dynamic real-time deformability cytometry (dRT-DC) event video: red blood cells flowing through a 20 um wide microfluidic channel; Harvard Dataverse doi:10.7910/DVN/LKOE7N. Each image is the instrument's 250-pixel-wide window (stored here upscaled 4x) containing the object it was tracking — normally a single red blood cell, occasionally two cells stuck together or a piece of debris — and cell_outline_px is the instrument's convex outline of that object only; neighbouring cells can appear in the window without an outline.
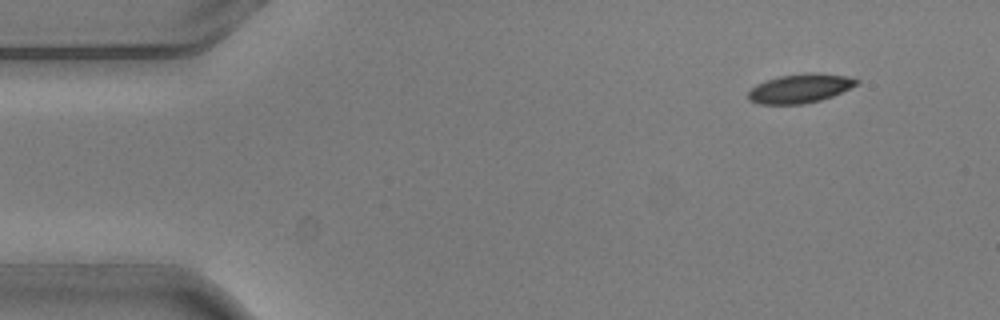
{"species": "common noctule bat (a hibernating species)", "species_latin": "Nyctalus noctula", "temperature_condition": "warm", "stored_images_in_passage": 3, "camera_frame_rate_fps": 3000, "um_per_image_px": 0.085, "animal": {"sex": "male", "body_mass_g": 20.5, "forearm_length_mm": 52.5}, "frame": {"image": 1, "passage_image": 1, "time_ms": 0.0, "image_size_px": [1000, 320], "cell_outline_px": [[860, 84], [832, 96], [820, 100], [804, 104], [760, 104], [748, 100], [748, 92], [756, 84], [780, 76], [804, 72], [816, 72], [852, 76], [860, 80]], "centroid_in_image_um": [68.07, 7.5], "position_along_channel_um": 16.9, "area_um2": 18.61}}
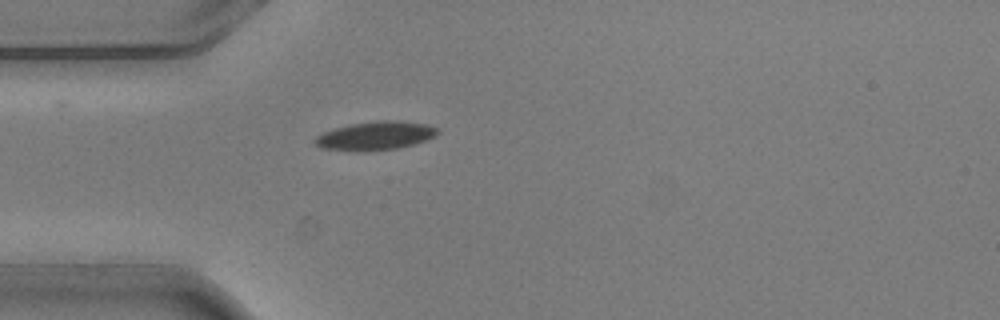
{"frame": {"image": 2, "passage_image": 3, "time_ms": 0.667, "image_size_px": [1000, 320], "cell_outline_px": [[440, 132], [436, 136], [428, 140], [400, 148], [360, 152], [356, 152], [320, 148], [312, 140], [316, 136], [324, 132], [348, 124], [376, 120], [396, 120], [428, 124], [440, 128]], "centroid_in_image_um": [31.94, 11.54], "position_along_channel_um": 53.1, "area_um2": 20.98}}